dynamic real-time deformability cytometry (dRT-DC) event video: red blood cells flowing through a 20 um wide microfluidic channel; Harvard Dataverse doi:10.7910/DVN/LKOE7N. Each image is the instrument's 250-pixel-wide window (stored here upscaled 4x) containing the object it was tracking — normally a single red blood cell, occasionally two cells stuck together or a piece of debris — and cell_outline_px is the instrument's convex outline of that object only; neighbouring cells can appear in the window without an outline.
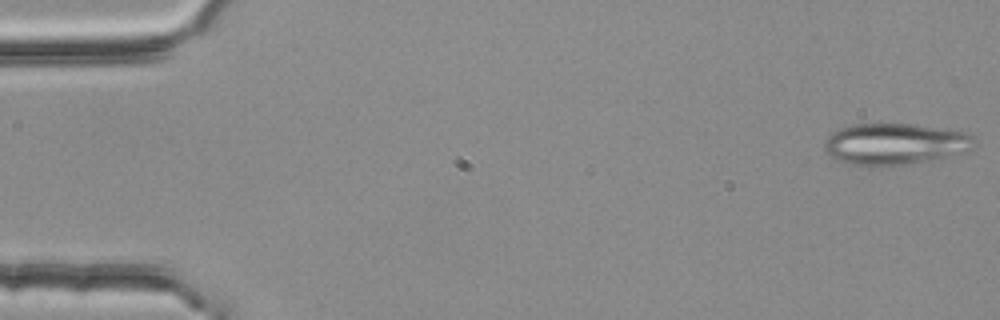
{"species": "common noctule bat (a hibernating species)", "species_latin": "Nyctalus noctula", "temperature_condition": "room temperature", "stored_images_in_passage": 55, "segment_of_instrument_passage": [1, 3], "camera_frame_rate_fps": 3000, "um_per_image_px": 0.085, "animal": {"sex": "female", "body_mass_g": 25.1}, "frame": {"image": 1, "passage_image": 1, "time_ms": 0.0, "image_size_px": [1000, 320], "cell_outline_px": [[976, 140], [972, 148], [948, 156], [904, 164], [880, 168], [872, 168], [852, 164], [836, 160], [824, 152], [824, 140], [832, 132], [840, 128], [852, 124], [912, 124], [968, 132]], "centroid_in_image_um": [75.99, 12.25], "position_along_channel_um": 9.0, "area_um2": 36.41}}